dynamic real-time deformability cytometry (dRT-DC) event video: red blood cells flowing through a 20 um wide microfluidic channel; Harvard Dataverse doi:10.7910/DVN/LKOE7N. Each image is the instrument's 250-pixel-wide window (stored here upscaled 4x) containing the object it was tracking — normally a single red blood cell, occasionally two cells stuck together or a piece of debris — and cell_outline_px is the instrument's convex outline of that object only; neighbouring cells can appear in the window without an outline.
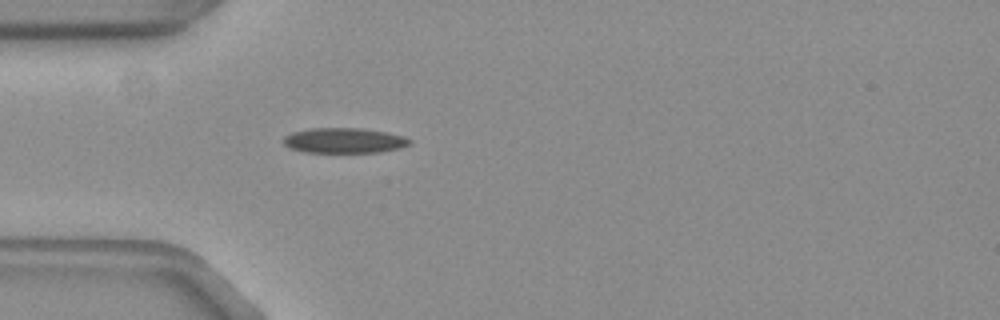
{"species": "common noctule bat (a hibernating species)", "species_latin": "Nyctalus noctula", "temperature_condition": "warm", "stored_images_in_passage": 39, "camera_frame_rate_fps": 3000, "um_per_image_px": 0.085, "animal": {"sex": "female", "body_mass_g": 19.3, "forearm_length_mm": 54.1}, "frame": {"image": 1, "passage_image": 1, "time_ms": 0.0, "image_size_px": [1000, 320], "cell_outline_px": [[412, 140], [408, 144], [400, 148], [376, 152], [308, 152], [288, 148], [284, 144], [284, 136], [292, 132], [308, 128], [360, 128], [384, 132], [404, 136]], "centroid_in_image_um": [29.21, 11.93], "position_along_channel_um": 55.8, "area_um2": 18.38}}
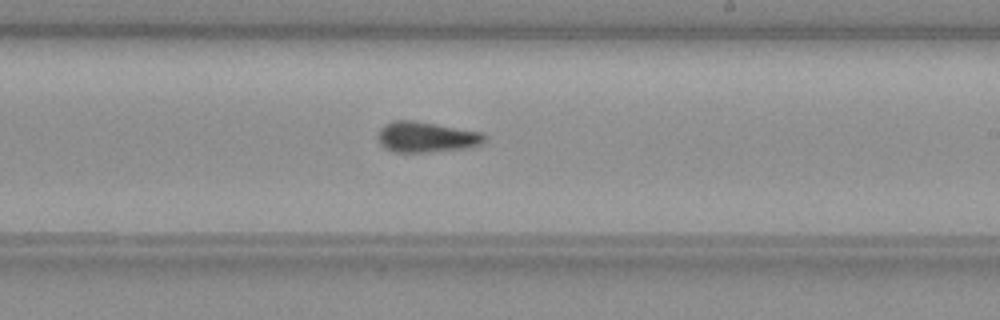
{"frame": {"image": 2, "passage_image": 17, "time_ms": 5.333, "image_size_px": [1000, 320], "cell_outline_px": [[484, 140], [480, 144], [468, 148], [428, 152], [396, 152], [384, 148], [380, 144], [380, 128], [384, 124], [392, 120], [416, 120], [484, 132]], "centroid_in_image_um": [36.25, 11.63], "position_along_channel_um": 252.8, "area_um2": 19.07}}
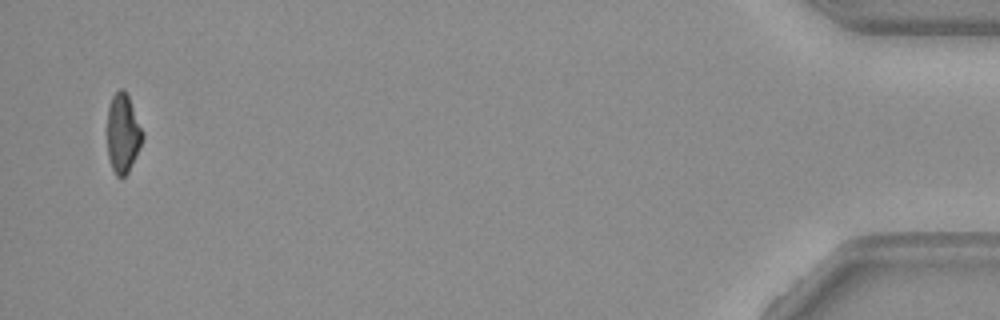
{"frame": {"image": 3, "passage_image": 38, "time_ms": 12.333, "image_size_px": [1000, 320], "cell_outline_px": [[144, 136], [128, 172], [124, 176], [116, 176], [112, 168], [108, 156], [108, 108], [112, 96], [120, 88], [124, 88], [128, 96], [144, 132]], "centroid_in_image_um": [10.45, 11.31], "position_along_channel_um": 424.8, "area_um2": 16.01}, "authors_computed_cell_mechanics": {"area_um2": 18.6694, "velocity_mm_per_s": 3.775, "shape_relaxation_time_tau1_ms": 7.3547, "shape_relaxation_time_tau2_ms": 1.9481, "deformation_change_tau1": 0.1923, "deformation_change_tau2": 0.0844}}